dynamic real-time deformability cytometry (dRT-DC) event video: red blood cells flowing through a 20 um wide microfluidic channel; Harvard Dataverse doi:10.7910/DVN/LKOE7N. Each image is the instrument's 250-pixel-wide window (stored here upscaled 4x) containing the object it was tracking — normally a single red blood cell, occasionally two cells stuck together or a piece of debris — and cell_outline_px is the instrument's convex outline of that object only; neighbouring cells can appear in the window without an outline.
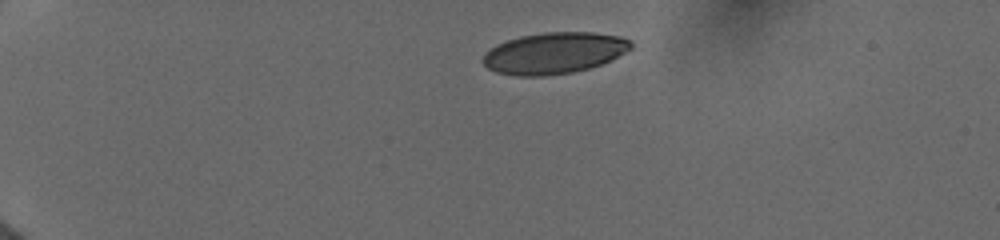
{"species": "human", "species_latin": "Homo sapiens", "temperature_condition": "cold", "stored_images_in_passage": 27, "camera_frame_rate_fps": 3000, "um_per_image_px": 0.085, "donor": {"sex": "female"}, "frame": {"image": 1, "passage_image": 1, "time_ms": 0.0, "image_size_px": [1000, 240], "cell_outline_px": [[632, 48], [612, 60], [588, 68], [572, 72], [544, 76], [516, 76], [496, 72], [488, 68], [480, 60], [496, 44], [520, 36], [544, 32], [592, 32], [620, 36], [628, 40], [632, 44]], "centroid_in_image_um": [47.1, 4.51], "position_along_channel_um": 37.9, "area_um2": 35.55}}
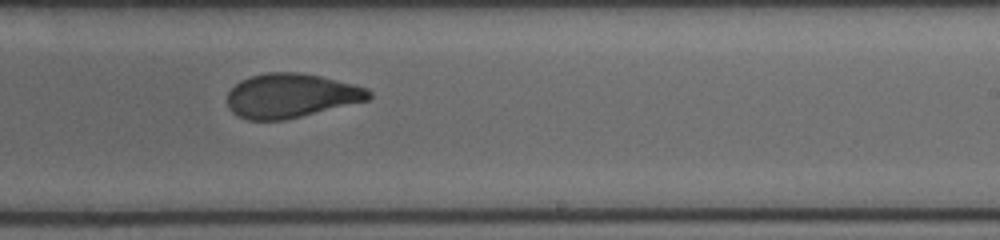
{"frame": {"image": 2, "passage_image": 12, "time_ms": 7.667, "image_size_px": [1000, 240], "cell_outline_px": [[372, 96], [368, 100], [284, 120], [248, 120], [236, 116], [228, 108], [228, 92], [240, 80], [252, 76], [268, 72], [300, 72], [320, 76], [368, 88], [372, 92]], "centroid_in_image_um": [24.72, 8.13], "position_along_channel_um": 264.3, "area_um2": 36.36}}
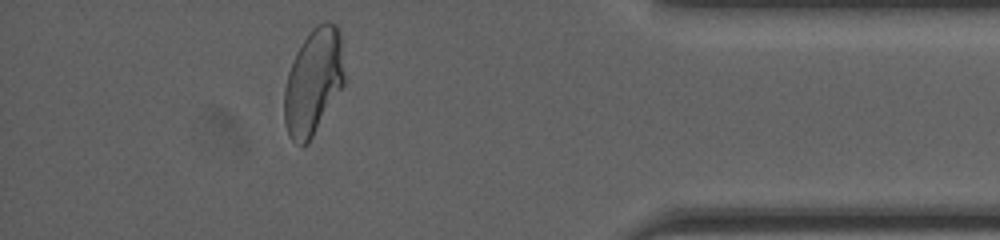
{"frame": {"image": 3, "passage_image": 22, "time_ms": 12.0, "image_size_px": [1000, 240], "cell_outline_px": [[344, 84], [308, 144], [300, 144], [292, 140], [288, 132], [284, 120], [284, 88], [288, 72], [296, 52], [300, 44], [312, 28], [316, 24], [324, 20], [328, 20], [336, 24], [340, 32], [344, 76]], "centroid_in_image_um": [26.63, 6.9], "position_along_channel_um": 408.6, "area_um2": 37.11}, "authors_computed_cell_mechanics": {"area_um2": 37.6278, "velocity_mm_per_s": 3.9583, "shape_relaxation_time_tau1_ms": 3.2283, "shape_relaxation_time_tau2_ms": 1.0267, "deformation_change_tau1": 0.1325, "deformation_change_tau2": 0.0611}}